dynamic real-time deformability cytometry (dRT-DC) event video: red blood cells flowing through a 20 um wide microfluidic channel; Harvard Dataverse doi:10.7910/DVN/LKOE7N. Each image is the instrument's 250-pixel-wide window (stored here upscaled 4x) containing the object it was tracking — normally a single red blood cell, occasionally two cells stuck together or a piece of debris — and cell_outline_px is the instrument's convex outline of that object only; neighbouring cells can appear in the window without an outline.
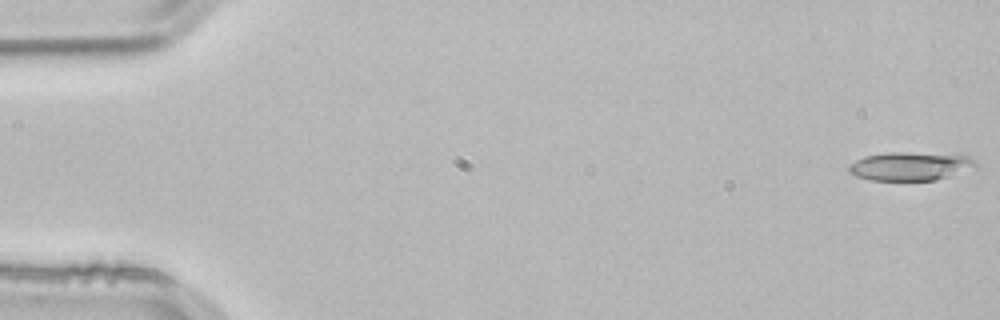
{"species": "common noctule bat (a hibernating species)", "species_latin": "Nyctalus noctula", "temperature_condition": "room temperature", "stored_images_in_passage": 8, "camera_frame_rate_fps": 3000, "um_per_image_px": 0.085, "animal": {"sex": "male", "body_mass_g": 21.5, "forearm_length_mm": 52.0}, "frame": {"image": 1, "passage_image": 1, "time_ms": 0.0, "image_size_px": [1000, 320], "cell_outline_px": [[976, 168], [936, 180], [872, 180], [856, 176], [848, 168], [856, 160], [864, 156], [888, 152], [908, 152], [968, 156], [976, 160]], "centroid_in_image_um": [77.41, 14.12], "position_along_channel_um": 7.6, "area_um2": 20.87}}